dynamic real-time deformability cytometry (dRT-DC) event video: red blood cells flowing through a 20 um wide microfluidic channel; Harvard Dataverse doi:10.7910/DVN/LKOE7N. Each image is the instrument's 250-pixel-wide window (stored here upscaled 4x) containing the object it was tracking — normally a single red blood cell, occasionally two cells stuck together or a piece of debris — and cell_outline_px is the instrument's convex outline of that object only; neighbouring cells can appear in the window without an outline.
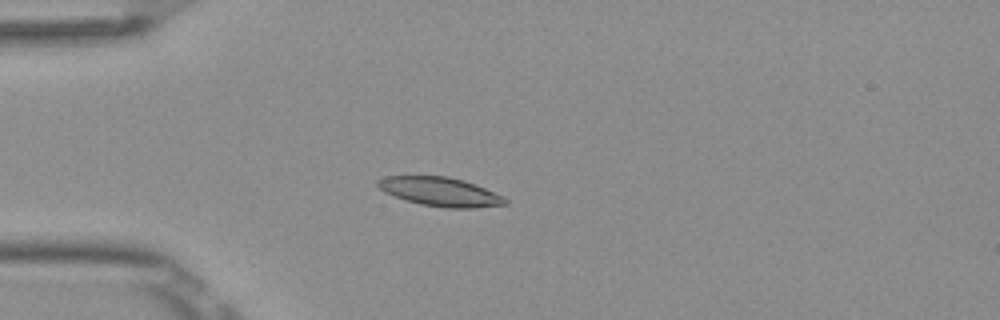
{"species": "Egyptian fruit bat (a non-hibernating species)", "species_latin": "Rousettus aegyptiacus", "temperature_condition": "room temperature", "stored_images_in_passage": 49, "camera_frame_rate_fps": 3000, "um_per_image_px": 0.085, "frame": {"image": 1, "passage_image": 11, "time_ms": 3.333, "image_size_px": [1000, 320], "cell_outline_px": [[508, 204], [472, 208], [448, 208], [420, 204], [384, 192], [376, 184], [376, 180], [384, 176], [448, 176], [464, 180], [504, 196], [508, 200]], "centroid_in_image_um": [37.43, 16.29], "position_along_channel_um": 47.6, "area_um2": 21.39}}
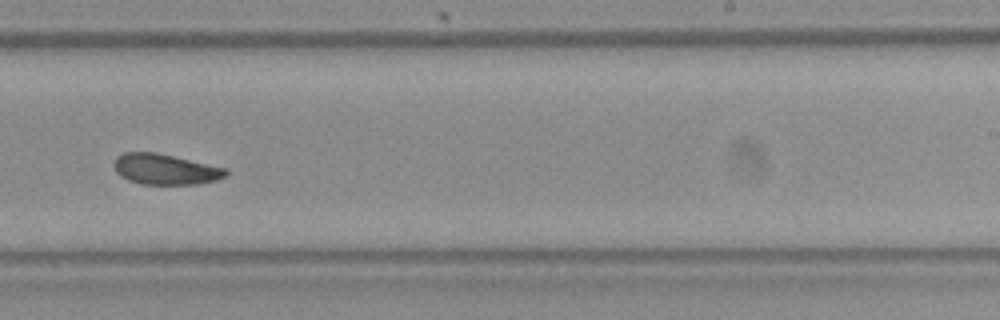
{"frame": {"image": 2, "passage_image": 30, "time_ms": 9.667, "image_size_px": [1000, 320], "cell_outline_px": [[228, 176], [216, 180], [196, 184], [140, 184], [128, 180], [120, 176], [116, 172], [112, 164], [116, 156], [124, 152], [156, 152], [228, 168]], "centroid_in_image_um": [14.04, 14.38], "position_along_channel_um": 275.0, "area_um2": 20.23}}
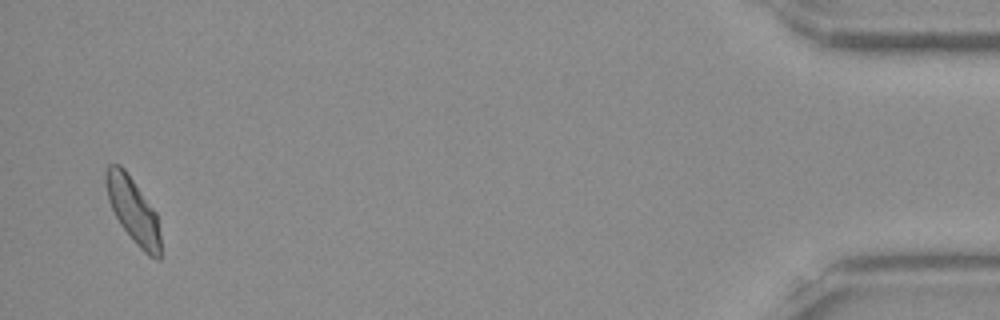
{"frame": {"image": 3, "passage_image": 48, "time_ms": 15.667, "image_size_px": [1000, 320], "cell_outline_px": [[160, 260], [156, 260], [148, 256], [136, 244], [120, 224], [108, 200], [104, 180], [104, 172], [108, 164], [120, 164], [124, 168], [156, 212], [160, 236]], "centroid_in_image_um": [11.29, 17.86], "position_along_channel_um": 423.9, "area_um2": 20.75}, "authors_computed_cell_mechanics": {"area_um2": 20.6924, "velocity_mm_per_s": 3.851, "shape_relaxation_time_tau1_ms": 8.2748, "shape_relaxation_time_tau2_ms": 6.0609, "deformation_change_tau1": 0.1687, "deformation_change_tau2": 0.1027}}